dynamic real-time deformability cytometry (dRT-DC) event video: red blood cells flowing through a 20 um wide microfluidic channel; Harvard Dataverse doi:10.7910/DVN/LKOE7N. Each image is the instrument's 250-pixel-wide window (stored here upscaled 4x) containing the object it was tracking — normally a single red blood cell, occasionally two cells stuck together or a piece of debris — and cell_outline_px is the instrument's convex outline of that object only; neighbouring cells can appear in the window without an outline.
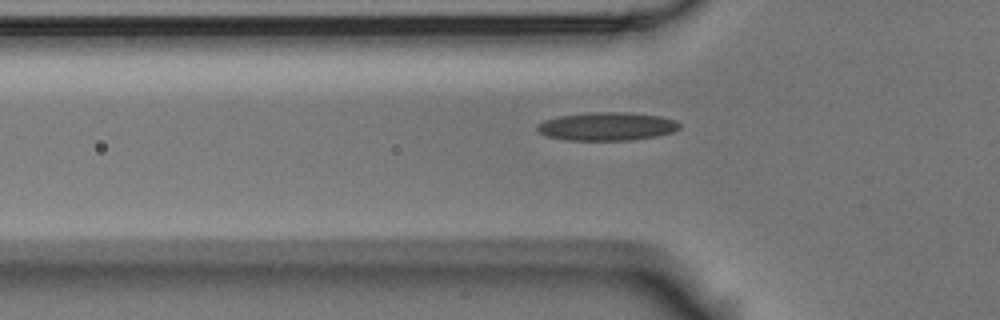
{"species": "Egyptian fruit bat (a non-hibernating species)", "species_latin": "Rousettus aegyptiacus", "temperature_condition": "room temperature", "stored_images_in_passage": 6, "segment_of_instrument_passage": [2, 2], "camera_frame_rate_fps": 3000, "um_per_image_px": 0.085, "animal": {"sex": "male"}, "frame": {"image": 1, "passage_image": 6, "time_ms": 1.667, "image_size_px": [1000, 320], "cell_outline_px": [[680, 128], [672, 132], [656, 136], [632, 140], [568, 140], [548, 136], [540, 132], [536, 128], [536, 124], [544, 120], [560, 116], [592, 112], [628, 112], [660, 116], [676, 120], [680, 124]], "centroid_in_image_um": [51.61, 10.74], "position_along_channel_um": 74.2, "area_um2": 23.41}}